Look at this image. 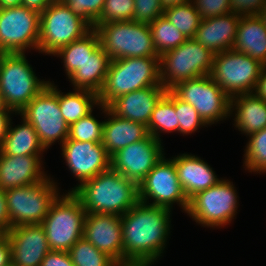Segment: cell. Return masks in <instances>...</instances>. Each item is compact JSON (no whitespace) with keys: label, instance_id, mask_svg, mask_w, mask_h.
I'll list each match as a JSON object with an SVG mask.
<instances>
[{"label":"cell","instance_id":"obj_1","mask_svg":"<svg viewBox=\"0 0 266 266\" xmlns=\"http://www.w3.org/2000/svg\"><path fill=\"white\" fill-rule=\"evenodd\" d=\"M170 212L138 202L121 216L123 266H152L162 256L171 229Z\"/></svg>","mask_w":266,"mask_h":266},{"label":"cell","instance_id":"obj_2","mask_svg":"<svg viewBox=\"0 0 266 266\" xmlns=\"http://www.w3.org/2000/svg\"><path fill=\"white\" fill-rule=\"evenodd\" d=\"M86 214L122 216L139 202L138 184L109 168L70 190Z\"/></svg>","mask_w":266,"mask_h":266},{"label":"cell","instance_id":"obj_3","mask_svg":"<svg viewBox=\"0 0 266 266\" xmlns=\"http://www.w3.org/2000/svg\"><path fill=\"white\" fill-rule=\"evenodd\" d=\"M162 85L159 58H121L110 61L98 93L99 104L108 106L117 97L146 87Z\"/></svg>","mask_w":266,"mask_h":266},{"label":"cell","instance_id":"obj_4","mask_svg":"<svg viewBox=\"0 0 266 266\" xmlns=\"http://www.w3.org/2000/svg\"><path fill=\"white\" fill-rule=\"evenodd\" d=\"M100 46L111 60L121 58H159L152 41L149 24L117 21L94 24Z\"/></svg>","mask_w":266,"mask_h":266},{"label":"cell","instance_id":"obj_5","mask_svg":"<svg viewBox=\"0 0 266 266\" xmlns=\"http://www.w3.org/2000/svg\"><path fill=\"white\" fill-rule=\"evenodd\" d=\"M26 58L25 53L0 54V93L15 115L49 82L37 78Z\"/></svg>","mask_w":266,"mask_h":266},{"label":"cell","instance_id":"obj_6","mask_svg":"<svg viewBox=\"0 0 266 266\" xmlns=\"http://www.w3.org/2000/svg\"><path fill=\"white\" fill-rule=\"evenodd\" d=\"M86 212L72 193L59 195L42 221L51 251H65L83 238Z\"/></svg>","mask_w":266,"mask_h":266},{"label":"cell","instance_id":"obj_7","mask_svg":"<svg viewBox=\"0 0 266 266\" xmlns=\"http://www.w3.org/2000/svg\"><path fill=\"white\" fill-rule=\"evenodd\" d=\"M92 26L62 0H53L40 13L38 51L53 55L60 48L82 38Z\"/></svg>","mask_w":266,"mask_h":266},{"label":"cell","instance_id":"obj_8","mask_svg":"<svg viewBox=\"0 0 266 266\" xmlns=\"http://www.w3.org/2000/svg\"><path fill=\"white\" fill-rule=\"evenodd\" d=\"M215 54L194 38L159 56L160 81L169 90L178 82L210 75Z\"/></svg>","mask_w":266,"mask_h":266},{"label":"cell","instance_id":"obj_9","mask_svg":"<svg viewBox=\"0 0 266 266\" xmlns=\"http://www.w3.org/2000/svg\"><path fill=\"white\" fill-rule=\"evenodd\" d=\"M46 177L41 182L5 190L10 229L19 225L41 224L60 192Z\"/></svg>","mask_w":266,"mask_h":266},{"label":"cell","instance_id":"obj_10","mask_svg":"<svg viewBox=\"0 0 266 266\" xmlns=\"http://www.w3.org/2000/svg\"><path fill=\"white\" fill-rule=\"evenodd\" d=\"M18 115L34 127L46 150L57 140L62 145L68 138L69 125L60 111L58 89L50 81Z\"/></svg>","mask_w":266,"mask_h":266},{"label":"cell","instance_id":"obj_11","mask_svg":"<svg viewBox=\"0 0 266 266\" xmlns=\"http://www.w3.org/2000/svg\"><path fill=\"white\" fill-rule=\"evenodd\" d=\"M238 196L234 184L222 179L189 199L186 213L203 227H224L237 213Z\"/></svg>","mask_w":266,"mask_h":266},{"label":"cell","instance_id":"obj_12","mask_svg":"<svg viewBox=\"0 0 266 266\" xmlns=\"http://www.w3.org/2000/svg\"><path fill=\"white\" fill-rule=\"evenodd\" d=\"M169 90L178 99L191 104L206 125L210 126L231 116V98L210 75L178 82Z\"/></svg>","mask_w":266,"mask_h":266},{"label":"cell","instance_id":"obj_13","mask_svg":"<svg viewBox=\"0 0 266 266\" xmlns=\"http://www.w3.org/2000/svg\"><path fill=\"white\" fill-rule=\"evenodd\" d=\"M263 64L230 49L215 54L210 76L230 97L253 93Z\"/></svg>","mask_w":266,"mask_h":266},{"label":"cell","instance_id":"obj_14","mask_svg":"<svg viewBox=\"0 0 266 266\" xmlns=\"http://www.w3.org/2000/svg\"><path fill=\"white\" fill-rule=\"evenodd\" d=\"M40 13L24 5L0 8V53L38 50Z\"/></svg>","mask_w":266,"mask_h":266},{"label":"cell","instance_id":"obj_15","mask_svg":"<svg viewBox=\"0 0 266 266\" xmlns=\"http://www.w3.org/2000/svg\"><path fill=\"white\" fill-rule=\"evenodd\" d=\"M139 202L172 209L174 203L187 211L189 200L183 192L178 180L174 162L165 156L155 165L138 185ZM149 199L152 203H149Z\"/></svg>","mask_w":266,"mask_h":266},{"label":"cell","instance_id":"obj_16","mask_svg":"<svg viewBox=\"0 0 266 266\" xmlns=\"http://www.w3.org/2000/svg\"><path fill=\"white\" fill-rule=\"evenodd\" d=\"M162 142L150 134L111 156V168L138 185L165 155Z\"/></svg>","mask_w":266,"mask_h":266},{"label":"cell","instance_id":"obj_17","mask_svg":"<svg viewBox=\"0 0 266 266\" xmlns=\"http://www.w3.org/2000/svg\"><path fill=\"white\" fill-rule=\"evenodd\" d=\"M61 147L66 165L79 184L111 168V156L102 142L67 139Z\"/></svg>","mask_w":266,"mask_h":266},{"label":"cell","instance_id":"obj_18","mask_svg":"<svg viewBox=\"0 0 266 266\" xmlns=\"http://www.w3.org/2000/svg\"><path fill=\"white\" fill-rule=\"evenodd\" d=\"M83 237L98 250L123 266L121 216L88 213L85 215Z\"/></svg>","mask_w":266,"mask_h":266},{"label":"cell","instance_id":"obj_19","mask_svg":"<svg viewBox=\"0 0 266 266\" xmlns=\"http://www.w3.org/2000/svg\"><path fill=\"white\" fill-rule=\"evenodd\" d=\"M5 235L11 245V263L14 266H41L51 251L41 224L15 226Z\"/></svg>","mask_w":266,"mask_h":266},{"label":"cell","instance_id":"obj_20","mask_svg":"<svg viewBox=\"0 0 266 266\" xmlns=\"http://www.w3.org/2000/svg\"><path fill=\"white\" fill-rule=\"evenodd\" d=\"M166 92L163 85L146 87L117 97L107 107L118 117L148 127L153 109Z\"/></svg>","mask_w":266,"mask_h":266},{"label":"cell","instance_id":"obj_21","mask_svg":"<svg viewBox=\"0 0 266 266\" xmlns=\"http://www.w3.org/2000/svg\"><path fill=\"white\" fill-rule=\"evenodd\" d=\"M41 155L11 156L0 151V188L26 186L41 182L47 177L42 170Z\"/></svg>","mask_w":266,"mask_h":266},{"label":"cell","instance_id":"obj_22","mask_svg":"<svg viewBox=\"0 0 266 266\" xmlns=\"http://www.w3.org/2000/svg\"><path fill=\"white\" fill-rule=\"evenodd\" d=\"M240 18L230 12L202 19L193 38L214 54L230 50L236 40Z\"/></svg>","mask_w":266,"mask_h":266},{"label":"cell","instance_id":"obj_23","mask_svg":"<svg viewBox=\"0 0 266 266\" xmlns=\"http://www.w3.org/2000/svg\"><path fill=\"white\" fill-rule=\"evenodd\" d=\"M171 160L174 162L178 180L188 200L221 180L217 178L212 167L198 156L184 153Z\"/></svg>","mask_w":266,"mask_h":266},{"label":"cell","instance_id":"obj_24","mask_svg":"<svg viewBox=\"0 0 266 266\" xmlns=\"http://www.w3.org/2000/svg\"><path fill=\"white\" fill-rule=\"evenodd\" d=\"M99 106L106 117L108 115V119L104 121L103 125L102 144L110 156L132 143L145 139L149 135L147 126L118 117L105 105L99 104Z\"/></svg>","mask_w":266,"mask_h":266},{"label":"cell","instance_id":"obj_25","mask_svg":"<svg viewBox=\"0 0 266 266\" xmlns=\"http://www.w3.org/2000/svg\"><path fill=\"white\" fill-rule=\"evenodd\" d=\"M236 128L251 135L266 128V101L254 93L234 96L230 100V115L233 114Z\"/></svg>","mask_w":266,"mask_h":266},{"label":"cell","instance_id":"obj_26","mask_svg":"<svg viewBox=\"0 0 266 266\" xmlns=\"http://www.w3.org/2000/svg\"><path fill=\"white\" fill-rule=\"evenodd\" d=\"M232 49L266 66V26L258 16L240 18Z\"/></svg>","mask_w":266,"mask_h":266},{"label":"cell","instance_id":"obj_27","mask_svg":"<svg viewBox=\"0 0 266 266\" xmlns=\"http://www.w3.org/2000/svg\"><path fill=\"white\" fill-rule=\"evenodd\" d=\"M111 59L99 46L70 76L74 89L99 93L104 85Z\"/></svg>","mask_w":266,"mask_h":266},{"label":"cell","instance_id":"obj_28","mask_svg":"<svg viewBox=\"0 0 266 266\" xmlns=\"http://www.w3.org/2000/svg\"><path fill=\"white\" fill-rule=\"evenodd\" d=\"M22 125L13 127L10 122L0 151L5 155L24 156L42 155L45 151L34 127L21 115ZM13 127V128H12ZM42 152V153H41Z\"/></svg>","mask_w":266,"mask_h":266},{"label":"cell","instance_id":"obj_29","mask_svg":"<svg viewBox=\"0 0 266 266\" xmlns=\"http://www.w3.org/2000/svg\"><path fill=\"white\" fill-rule=\"evenodd\" d=\"M58 104L62 117L70 126L93 112L95 105L99 106L98 94L85 89H74L65 94L58 90Z\"/></svg>","mask_w":266,"mask_h":266},{"label":"cell","instance_id":"obj_30","mask_svg":"<svg viewBox=\"0 0 266 266\" xmlns=\"http://www.w3.org/2000/svg\"><path fill=\"white\" fill-rule=\"evenodd\" d=\"M100 46L98 34L92 28L82 38L60 48L53 56L57 55L63 60V65L69 77L88 57Z\"/></svg>","mask_w":266,"mask_h":266},{"label":"cell","instance_id":"obj_31","mask_svg":"<svg viewBox=\"0 0 266 266\" xmlns=\"http://www.w3.org/2000/svg\"><path fill=\"white\" fill-rule=\"evenodd\" d=\"M147 129L149 134L159 141L162 132H179V122L174 109V94L170 90H167L153 109Z\"/></svg>","mask_w":266,"mask_h":266},{"label":"cell","instance_id":"obj_32","mask_svg":"<svg viewBox=\"0 0 266 266\" xmlns=\"http://www.w3.org/2000/svg\"><path fill=\"white\" fill-rule=\"evenodd\" d=\"M149 28L152 34L153 46L158 56L175 49L188 39L164 15L149 24Z\"/></svg>","mask_w":266,"mask_h":266},{"label":"cell","instance_id":"obj_33","mask_svg":"<svg viewBox=\"0 0 266 266\" xmlns=\"http://www.w3.org/2000/svg\"><path fill=\"white\" fill-rule=\"evenodd\" d=\"M163 15L188 39L195 36L202 20L192 1L166 9Z\"/></svg>","mask_w":266,"mask_h":266},{"label":"cell","instance_id":"obj_34","mask_svg":"<svg viewBox=\"0 0 266 266\" xmlns=\"http://www.w3.org/2000/svg\"><path fill=\"white\" fill-rule=\"evenodd\" d=\"M74 266H119L111 257L98 250L84 237L68 251Z\"/></svg>","mask_w":266,"mask_h":266},{"label":"cell","instance_id":"obj_35","mask_svg":"<svg viewBox=\"0 0 266 266\" xmlns=\"http://www.w3.org/2000/svg\"><path fill=\"white\" fill-rule=\"evenodd\" d=\"M244 154L245 169L266 173V128L249 135Z\"/></svg>","mask_w":266,"mask_h":266},{"label":"cell","instance_id":"obj_36","mask_svg":"<svg viewBox=\"0 0 266 266\" xmlns=\"http://www.w3.org/2000/svg\"><path fill=\"white\" fill-rule=\"evenodd\" d=\"M104 121L99 122L91 113L69 126L67 139L81 142H102Z\"/></svg>","mask_w":266,"mask_h":266},{"label":"cell","instance_id":"obj_37","mask_svg":"<svg viewBox=\"0 0 266 266\" xmlns=\"http://www.w3.org/2000/svg\"><path fill=\"white\" fill-rule=\"evenodd\" d=\"M134 0H105L95 24L133 20Z\"/></svg>","mask_w":266,"mask_h":266},{"label":"cell","instance_id":"obj_38","mask_svg":"<svg viewBox=\"0 0 266 266\" xmlns=\"http://www.w3.org/2000/svg\"><path fill=\"white\" fill-rule=\"evenodd\" d=\"M174 109L179 122L180 134H192L200 127L206 126L197 110L189 103L183 102L174 95Z\"/></svg>","mask_w":266,"mask_h":266},{"label":"cell","instance_id":"obj_39","mask_svg":"<svg viewBox=\"0 0 266 266\" xmlns=\"http://www.w3.org/2000/svg\"><path fill=\"white\" fill-rule=\"evenodd\" d=\"M75 14L81 16L91 26L100 17L105 0H62Z\"/></svg>","mask_w":266,"mask_h":266},{"label":"cell","instance_id":"obj_40","mask_svg":"<svg viewBox=\"0 0 266 266\" xmlns=\"http://www.w3.org/2000/svg\"><path fill=\"white\" fill-rule=\"evenodd\" d=\"M133 21L151 24L156 18L163 15L160 0H134Z\"/></svg>","mask_w":266,"mask_h":266},{"label":"cell","instance_id":"obj_41","mask_svg":"<svg viewBox=\"0 0 266 266\" xmlns=\"http://www.w3.org/2000/svg\"><path fill=\"white\" fill-rule=\"evenodd\" d=\"M202 19L230 13V0H192Z\"/></svg>","mask_w":266,"mask_h":266},{"label":"cell","instance_id":"obj_42","mask_svg":"<svg viewBox=\"0 0 266 266\" xmlns=\"http://www.w3.org/2000/svg\"><path fill=\"white\" fill-rule=\"evenodd\" d=\"M266 0H230V12L239 17L258 16Z\"/></svg>","mask_w":266,"mask_h":266},{"label":"cell","instance_id":"obj_43","mask_svg":"<svg viewBox=\"0 0 266 266\" xmlns=\"http://www.w3.org/2000/svg\"><path fill=\"white\" fill-rule=\"evenodd\" d=\"M41 266H74L68 252L50 251L42 260Z\"/></svg>","mask_w":266,"mask_h":266},{"label":"cell","instance_id":"obj_44","mask_svg":"<svg viewBox=\"0 0 266 266\" xmlns=\"http://www.w3.org/2000/svg\"><path fill=\"white\" fill-rule=\"evenodd\" d=\"M10 230V217L8 215L6 192L0 188V231L6 234Z\"/></svg>","mask_w":266,"mask_h":266},{"label":"cell","instance_id":"obj_45","mask_svg":"<svg viewBox=\"0 0 266 266\" xmlns=\"http://www.w3.org/2000/svg\"><path fill=\"white\" fill-rule=\"evenodd\" d=\"M11 264V245L6 235L0 239V266Z\"/></svg>","mask_w":266,"mask_h":266},{"label":"cell","instance_id":"obj_46","mask_svg":"<svg viewBox=\"0 0 266 266\" xmlns=\"http://www.w3.org/2000/svg\"><path fill=\"white\" fill-rule=\"evenodd\" d=\"M14 114V111L8 109L6 112H0V149L2 147L4 138L8 132L11 119V114Z\"/></svg>","mask_w":266,"mask_h":266},{"label":"cell","instance_id":"obj_47","mask_svg":"<svg viewBox=\"0 0 266 266\" xmlns=\"http://www.w3.org/2000/svg\"><path fill=\"white\" fill-rule=\"evenodd\" d=\"M253 93L257 97L266 101V66H264L261 70L260 77L257 80Z\"/></svg>","mask_w":266,"mask_h":266},{"label":"cell","instance_id":"obj_48","mask_svg":"<svg viewBox=\"0 0 266 266\" xmlns=\"http://www.w3.org/2000/svg\"><path fill=\"white\" fill-rule=\"evenodd\" d=\"M53 0H23L22 5L27 8L43 12Z\"/></svg>","mask_w":266,"mask_h":266},{"label":"cell","instance_id":"obj_49","mask_svg":"<svg viewBox=\"0 0 266 266\" xmlns=\"http://www.w3.org/2000/svg\"><path fill=\"white\" fill-rule=\"evenodd\" d=\"M190 1L192 0H160V4H161L162 9L165 11L166 9H169L176 5L187 3Z\"/></svg>","mask_w":266,"mask_h":266},{"label":"cell","instance_id":"obj_50","mask_svg":"<svg viewBox=\"0 0 266 266\" xmlns=\"http://www.w3.org/2000/svg\"><path fill=\"white\" fill-rule=\"evenodd\" d=\"M23 0H0V8H8L22 5Z\"/></svg>","mask_w":266,"mask_h":266},{"label":"cell","instance_id":"obj_51","mask_svg":"<svg viewBox=\"0 0 266 266\" xmlns=\"http://www.w3.org/2000/svg\"><path fill=\"white\" fill-rule=\"evenodd\" d=\"M258 17L262 20V22L266 26V5L262 8V10H261L260 14L258 15Z\"/></svg>","mask_w":266,"mask_h":266},{"label":"cell","instance_id":"obj_52","mask_svg":"<svg viewBox=\"0 0 266 266\" xmlns=\"http://www.w3.org/2000/svg\"><path fill=\"white\" fill-rule=\"evenodd\" d=\"M8 110L4 103L3 95L0 93V112H6Z\"/></svg>","mask_w":266,"mask_h":266},{"label":"cell","instance_id":"obj_53","mask_svg":"<svg viewBox=\"0 0 266 266\" xmlns=\"http://www.w3.org/2000/svg\"><path fill=\"white\" fill-rule=\"evenodd\" d=\"M125 266H150V265H125Z\"/></svg>","mask_w":266,"mask_h":266},{"label":"cell","instance_id":"obj_54","mask_svg":"<svg viewBox=\"0 0 266 266\" xmlns=\"http://www.w3.org/2000/svg\"><path fill=\"white\" fill-rule=\"evenodd\" d=\"M5 234L2 232V231H0V239L4 236Z\"/></svg>","mask_w":266,"mask_h":266}]
</instances>
